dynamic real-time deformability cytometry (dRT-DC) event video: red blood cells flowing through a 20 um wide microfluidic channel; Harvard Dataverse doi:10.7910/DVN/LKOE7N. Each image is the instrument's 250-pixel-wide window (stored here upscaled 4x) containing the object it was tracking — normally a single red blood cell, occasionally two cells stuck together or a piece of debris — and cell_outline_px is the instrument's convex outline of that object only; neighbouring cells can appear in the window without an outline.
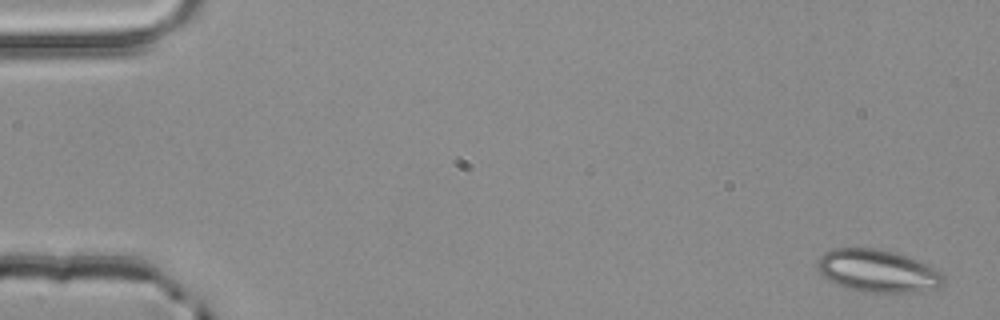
{"species": "common noctule bat (a hibernating species)", "species_latin": "Nyctalus noctula", "temperature_condition": "room temperature", "stored_images_in_passage": 3, "camera_frame_rate_fps": 3000, "um_per_image_px": 0.085, "animal": {"sex": "male", "body_mass_g": 20.4}, "frame": {"image": 1, "passage_image": 1, "time_ms": 0.0, "image_size_px": [1000, 320], "cell_outline_px": [[944, 284], [936, 288], [912, 292], [864, 292], [848, 288], [824, 276], [820, 272], [816, 264], [820, 256], [824, 252], [832, 248], [876, 248], [896, 252], [928, 264], [944, 272]], "centroid_in_image_um": [74.65, 23.01], "position_along_channel_um": 10.3, "area_um2": 31.27}}